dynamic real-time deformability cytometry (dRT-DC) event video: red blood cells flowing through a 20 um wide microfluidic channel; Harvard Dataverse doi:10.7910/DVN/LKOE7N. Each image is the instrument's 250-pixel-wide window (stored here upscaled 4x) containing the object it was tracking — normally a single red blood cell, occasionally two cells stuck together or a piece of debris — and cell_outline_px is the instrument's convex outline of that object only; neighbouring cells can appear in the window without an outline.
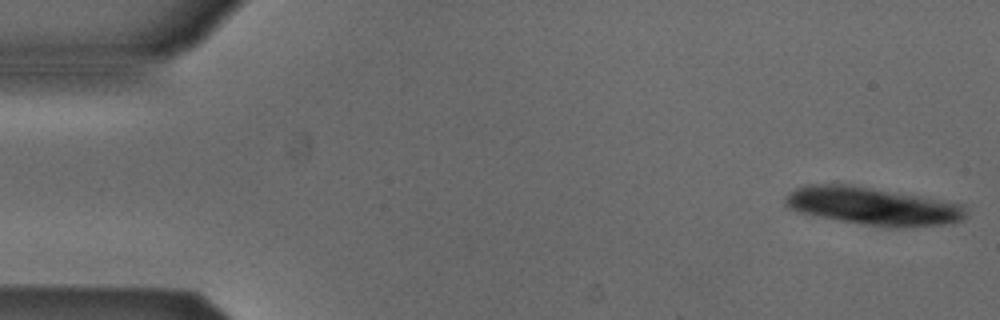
{"species": "Egyptian fruit bat (a non-hibernating species)", "species_latin": "Rousettus aegyptiacus", "temperature_condition": "cold", "stored_images_in_passage": 39, "camera_frame_rate_fps": 3000, "um_per_image_px": 0.085, "animal": {"sex": "male"}, "frame": {"image": 1, "passage_image": 1, "time_ms": 0.0, "image_size_px": [1000, 320], "cell_outline_px": [[968, 216], [964, 220], [944, 224], [896, 228], [884, 228], [840, 220], [800, 212], [788, 208], [784, 204], [784, 196], [788, 192], [796, 188], [808, 184], [852, 184], [920, 196], [964, 204], [968, 208]], "centroid_in_image_um": [74.22, 17.52], "position_along_channel_um": 10.8, "area_um2": 40.23}}
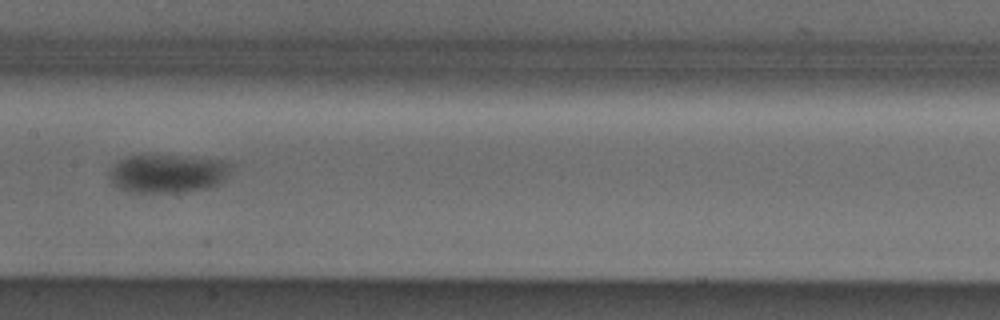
{"frame": {"image": 2, "passage_image": 26, "time_ms": 8.333, "image_size_px": [1000, 320], "cell_outline_px": [[232, 164], [224, 180], [220, 184], [208, 188], [176, 192], [128, 192], [112, 184], [108, 176], [112, 168], [120, 160], [128, 156], [184, 156], [228, 160]], "centroid_in_image_um": [14.28, 14.75], "position_along_channel_um": 193.1, "area_um2": 27.17}}
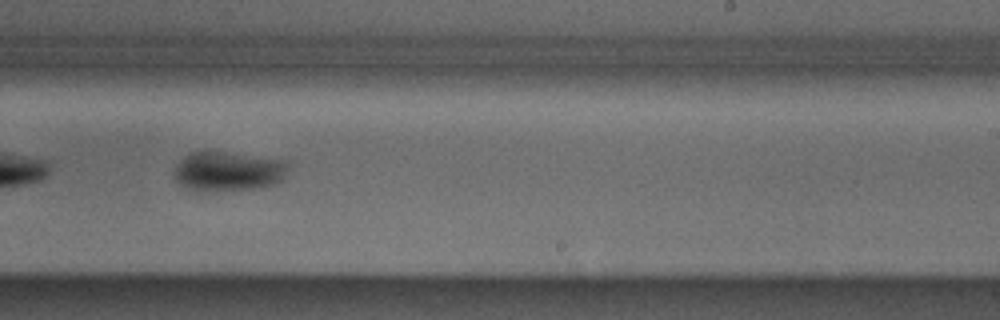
{"frame": {"image": 3, "passage_image": 32, "time_ms": 10.333, "image_size_px": [1000, 320], "cell_outline_px": [[288, 164], [284, 180], [280, 184], [256, 188], [200, 192], [180, 184], [176, 180], [176, 164], [184, 156], [192, 152], [220, 152], [288, 160]], "centroid_in_image_um": [19.45, 14.58], "position_along_channel_um": 269.5, "area_um2": 26.24}}